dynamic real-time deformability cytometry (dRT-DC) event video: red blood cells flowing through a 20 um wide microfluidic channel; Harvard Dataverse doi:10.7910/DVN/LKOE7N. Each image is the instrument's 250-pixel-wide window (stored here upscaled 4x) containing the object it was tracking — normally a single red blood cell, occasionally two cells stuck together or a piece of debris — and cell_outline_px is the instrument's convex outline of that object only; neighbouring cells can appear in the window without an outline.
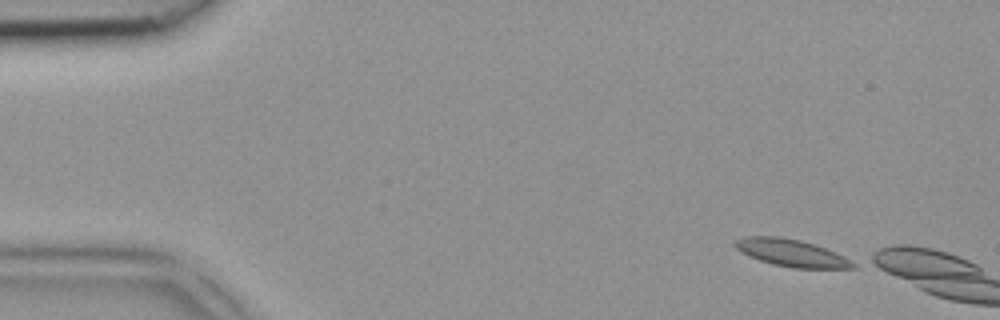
{"species": "common noctule bat (a hibernating species)", "species_latin": "Nyctalus noctula", "temperature_condition": "room temperature", "stored_images_in_passage": 2, "camera_frame_rate_fps": 3000, "um_per_image_px": 0.085, "animal": {"sex": "female", "body_mass_g": 18.4}, "frame": {"image": 1, "passage_image": 1, "time_ms": 0.0, "image_size_px": [1000, 320], "cell_outline_px": [[856, 268], [792, 268], [772, 264], [760, 260], [740, 252], [732, 244], [736, 240], [744, 236], [780, 236], [800, 240], [836, 252], [844, 256], [856, 264]], "centroid_in_image_um": [67.24, 21.49], "position_along_channel_um": 17.8, "area_um2": 18.67}}